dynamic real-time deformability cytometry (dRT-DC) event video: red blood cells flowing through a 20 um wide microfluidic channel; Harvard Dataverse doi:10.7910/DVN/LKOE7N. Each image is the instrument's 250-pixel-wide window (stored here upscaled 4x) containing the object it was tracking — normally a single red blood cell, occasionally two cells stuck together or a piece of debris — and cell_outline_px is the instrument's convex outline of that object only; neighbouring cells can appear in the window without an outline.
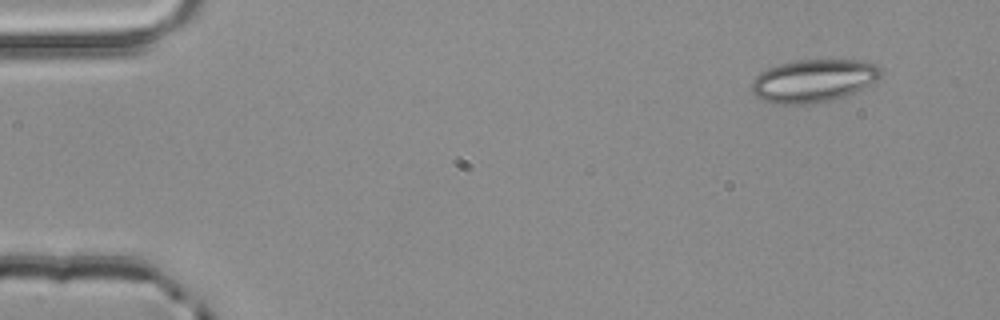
{"species": "common noctule bat (a hibernating species)", "species_latin": "Nyctalus noctula", "temperature_condition": "room temperature", "stored_images_in_passage": 4, "camera_frame_rate_fps": 3000, "um_per_image_px": 0.085, "animal": {"sex": "male", "body_mass_g": 20.4}, "frame": {"image": 1, "passage_image": 1, "time_ms": 0.0, "image_size_px": [1000, 320], "cell_outline_px": [[880, 76], [876, 80], [844, 96], [832, 100], [804, 104], [780, 104], [764, 100], [756, 96], [752, 92], [752, 80], [760, 72], [768, 68], [780, 64], [796, 60], [864, 60], [876, 64], [880, 68]], "centroid_in_image_um": [69.12, 6.85], "position_along_channel_um": 15.9, "area_um2": 31.85}}
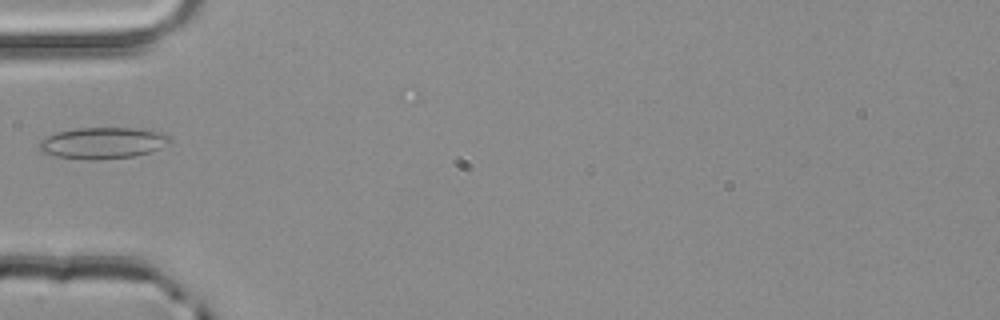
{"frame": {"image": 2, "passage_image": 4, "time_ms": 1.0, "image_size_px": [1000, 320], "cell_outline_px": [[172, 140], [160, 148], [148, 152], [132, 156], [92, 160], [56, 156], [44, 152], [40, 148], [40, 140], [56, 132], [76, 128], [140, 128], [164, 132]], "centroid_in_image_um": [8.76, 12.13], "position_along_channel_um": 76.2, "area_um2": 23.64}}